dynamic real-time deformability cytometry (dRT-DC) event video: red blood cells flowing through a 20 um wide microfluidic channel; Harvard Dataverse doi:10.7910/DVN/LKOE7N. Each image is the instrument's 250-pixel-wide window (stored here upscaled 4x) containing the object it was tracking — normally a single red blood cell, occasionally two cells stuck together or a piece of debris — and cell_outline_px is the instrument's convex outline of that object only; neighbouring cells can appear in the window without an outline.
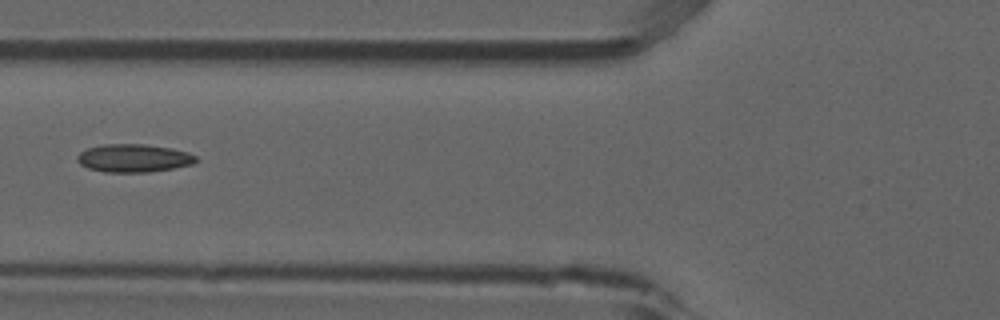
{"species": "common noctule bat (a hibernating species)", "species_latin": "Nyctalus noctula", "temperature_condition": "room temperature", "stored_images_in_passage": 6, "camera_frame_rate_fps": 3000, "um_per_image_px": 0.085, "animal": {"sex": "male", "forearm_length_mm": 52.5}, "frame": {"image": 1, "passage_image": 5, "time_ms": 1.333, "image_size_px": [1000, 320], "cell_outline_px": [[196, 160], [192, 164], [172, 168], [148, 172], [104, 172], [88, 168], [80, 164], [76, 160], [76, 156], [80, 152], [88, 148], [100, 144], [144, 144], [172, 148], [188, 152], [196, 156]], "centroid_in_image_um": [11.32, 13.43], "position_along_channel_um": 114.5, "area_um2": 19.42}}
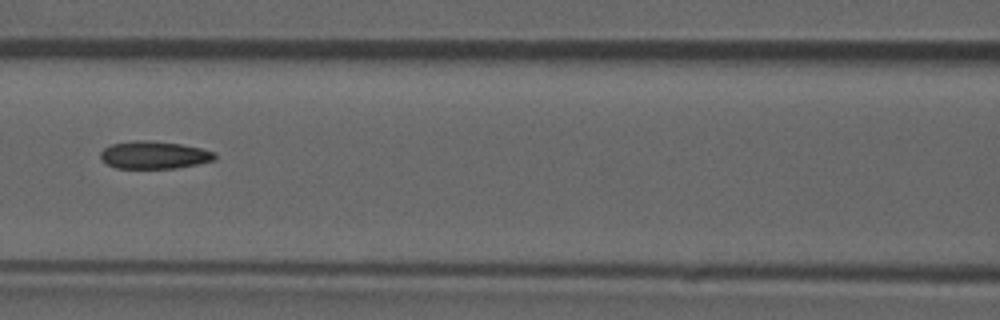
{"frame": {"image": 2, "passage_image": 6, "time_ms": 1.667, "image_size_px": [1000, 320], "cell_outline_px": [[216, 160], [176, 168], [116, 168], [108, 164], [100, 156], [100, 152], [104, 148], [112, 144], [136, 140], [140, 140], [180, 144], [200, 148], [216, 152]], "centroid_in_image_um": [13.12, 13.18], "position_along_channel_um": 153.5, "area_um2": 18.15}}